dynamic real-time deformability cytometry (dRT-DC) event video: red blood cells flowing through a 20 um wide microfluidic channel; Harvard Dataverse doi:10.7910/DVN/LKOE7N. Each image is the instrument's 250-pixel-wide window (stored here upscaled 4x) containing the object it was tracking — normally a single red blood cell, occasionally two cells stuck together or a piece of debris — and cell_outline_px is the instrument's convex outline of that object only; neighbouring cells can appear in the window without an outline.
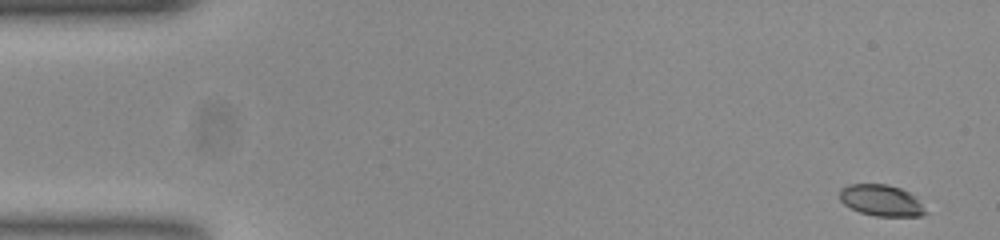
{"species": "common noctule bat (a hibernating species)", "species_latin": "Nyctalus noctula", "temperature_condition": "room temperature", "stored_images_in_passage": 53, "camera_frame_rate_fps": 3000, "um_per_image_px": 0.085, "animal": {"sex": "female", "body_mass_g": 23.0, "forearm_length_mm": 53.4}, "frame": {"image": 1, "passage_image": 1, "time_ms": 0.0, "image_size_px": [1000, 240], "cell_outline_px": [[928, 212], [920, 216], [876, 216], [860, 212], [844, 204], [840, 200], [840, 188], [848, 184], [888, 184], [900, 188], [908, 192]], "centroid_in_image_um": [74.86, 17.03], "position_along_channel_um": 10.1, "area_um2": 15.43}}
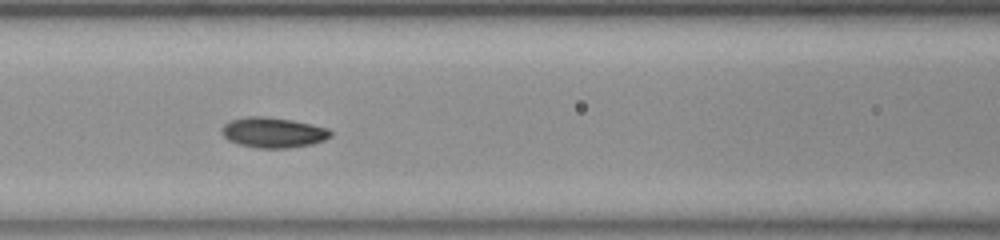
{"frame": {"image": 2, "passage_image": 22, "time_ms": 7.0, "image_size_px": [1000, 240], "cell_outline_px": [[332, 136], [324, 140], [312, 144], [288, 148], [256, 148], [240, 144], [228, 140], [224, 136], [224, 124], [232, 120], [248, 116], [264, 116], [292, 120], [328, 128], [332, 132]], "centroid_in_image_um": [23.26, 11.27], "position_along_channel_um": 143.3, "area_um2": 19.02}}
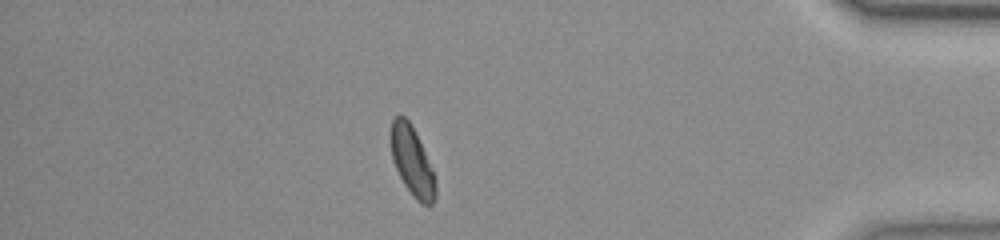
{"frame": {"image": 3, "passage_image": 46, "time_ms": 15.0, "image_size_px": [1000, 240], "cell_outline_px": [[436, 196], [432, 204], [420, 204], [412, 196], [404, 184], [392, 160], [392, 120], [396, 116], [404, 116], [408, 120], [424, 152], [432, 172], [436, 188]], "centroid_in_image_um": [35.02, 13.78], "position_along_channel_um": 400.2, "area_um2": 17.11}, "authors_computed_cell_mechanics": {"area_um2": 17.918, "velocity_mm_per_s": 3.7448, "shape_relaxation_time_tau1_ms": 1.8734, "shape_relaxation_time_tau2_ms": 1.6928, "deformation_change_tau1": 0.1137, "deformation_change_tau2": 0.0532}}